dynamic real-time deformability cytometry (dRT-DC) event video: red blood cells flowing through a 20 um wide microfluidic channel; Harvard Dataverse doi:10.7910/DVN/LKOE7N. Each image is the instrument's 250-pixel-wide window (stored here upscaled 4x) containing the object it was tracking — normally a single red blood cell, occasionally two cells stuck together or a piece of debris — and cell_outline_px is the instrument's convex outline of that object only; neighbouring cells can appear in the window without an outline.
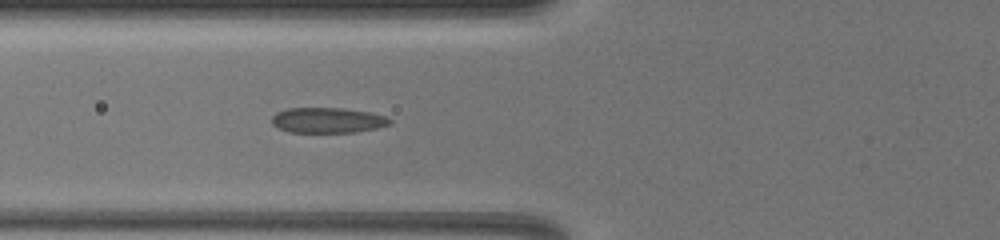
{"species": "common noctule bat (a hibernating species)", "species_latin": "Nyctalus noctula", "temperature_condition": "warm", "stored_images_in_passage": 19, "camera_frame_rate_fps": 3000, "um_per_image_px": 0.085, "animal": {"sex": "female", "body_mass_g": 19.5, "forearm_length_mm": 54.1}, "frame": {"image": 1, "passage_image": 12, "time_ms": 2.0, "image_size_px": [1000, 240], "cell_outline_px": [[392, 124], [376, 128], [356, 132], [288, 132], [276, 128], [272, 124], [272, 116], [276, 112], [288, 108], [344, 108], [372, 112], [384, 116], [392, 120]], "centroid_in_image_um": [27.84, 10.22], "position_along_channel_um": 98.0, "area_um2": 17.63}}